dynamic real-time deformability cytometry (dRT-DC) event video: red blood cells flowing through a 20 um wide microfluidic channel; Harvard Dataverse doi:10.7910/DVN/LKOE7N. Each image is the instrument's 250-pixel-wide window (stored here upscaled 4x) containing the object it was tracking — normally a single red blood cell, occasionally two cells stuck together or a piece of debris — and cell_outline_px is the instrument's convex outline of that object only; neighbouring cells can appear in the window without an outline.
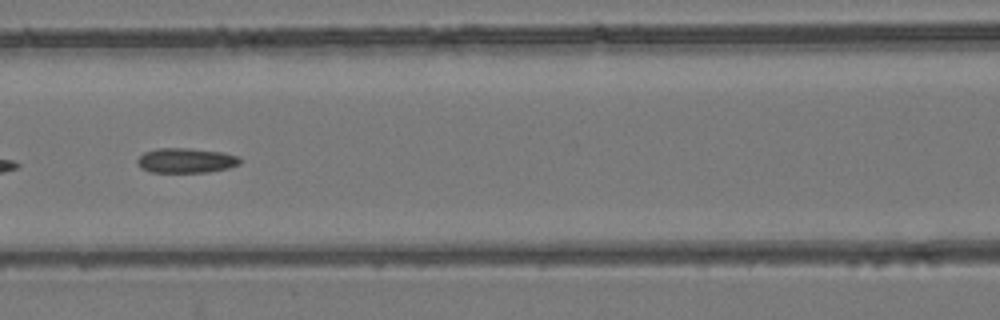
{"species": "common noctule bat (a hibernating species)", "species_latin": "Nyctalus noctula", "temperature_condition": "room temperature", "stored_images_in_passage": 8, "camera_frame_rate_fps": 3000, "um_per_image_px": 0.085, "animal": {"sex": "female", "body_mass_g": 24.6, "forearm_length_mm": 56.2}, "frame": {"image": 1, "passage_image": 7, "time_ms": 7.0, "image_size_px": [1000, 320], "cell_outline_px": [[244, 160], [240, 164], [228, 168], [208, 172], [152, 172], [140, 168], [136, 164], [136, 160], [144, 152], [156, 148], [188, 148], [224, 152], [240, 156]], "centroid_in_image_um": [15.84, 13.63], "position_along_channel_um": 150.8, "area_um2": 15.14}}
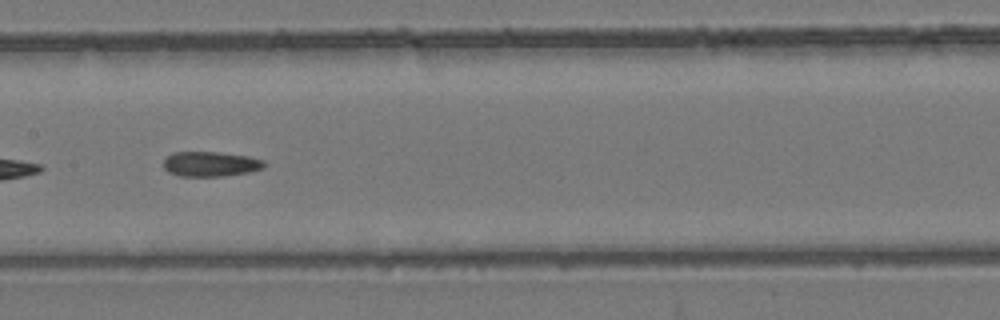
{"frame": {"image": 2, "passage_image": 8, "time_ms": 8.0, "image_size_px": [1000, 320], "cell_outline_px": [[268, 164], [264, 168], [248, 172], [224, 176], [176, 176], [168, 172], [164, 168], [164, 160], [168, 156], [176, 152], [220, 152], [248, 156], [264, 160]], "centroid_in_image_um": [17.93, 13.94], "position_along_channel_um": 189.5, "area_um2": 14.74}}